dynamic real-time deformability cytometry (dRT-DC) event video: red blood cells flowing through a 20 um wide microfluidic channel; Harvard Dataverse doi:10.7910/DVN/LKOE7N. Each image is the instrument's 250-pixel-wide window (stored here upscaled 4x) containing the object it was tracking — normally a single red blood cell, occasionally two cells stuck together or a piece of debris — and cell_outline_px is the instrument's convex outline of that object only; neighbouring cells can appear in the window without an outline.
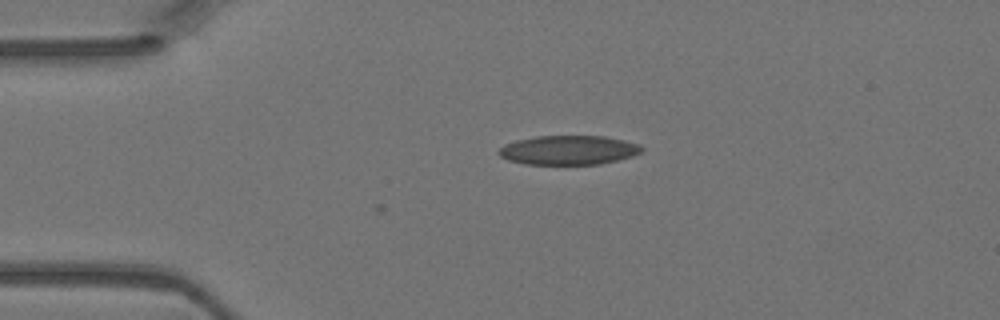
{"species": "Egyptian fruit bat (a non-hibernating species)", "species_latin": "Rousettus aegyptiacus", "temperature_condition": "warm", "stored_images_in_passage": 2, "camera_frame_rate_fps": 3000, "um_per_image_px": 0.085, "animal": {"sex": "female"}, "frame": {"image": 1, "passage_image": 1, "time_ms": 0.0, "image_size_px": [1000, 320], "cell_outline_px": [[644, 148], [640, 152], [632, 156], [600, 164], [524, 164], [508, 160], [500, 156], [496, 152], [504, 144], [516, 140], [536, 136], [604, 136], [624, 140], [640, 144]], "centroid_in_image_um": [48.3, 12.75], "position_along_channel_um": 36.7, "area_um2": 24.39}}